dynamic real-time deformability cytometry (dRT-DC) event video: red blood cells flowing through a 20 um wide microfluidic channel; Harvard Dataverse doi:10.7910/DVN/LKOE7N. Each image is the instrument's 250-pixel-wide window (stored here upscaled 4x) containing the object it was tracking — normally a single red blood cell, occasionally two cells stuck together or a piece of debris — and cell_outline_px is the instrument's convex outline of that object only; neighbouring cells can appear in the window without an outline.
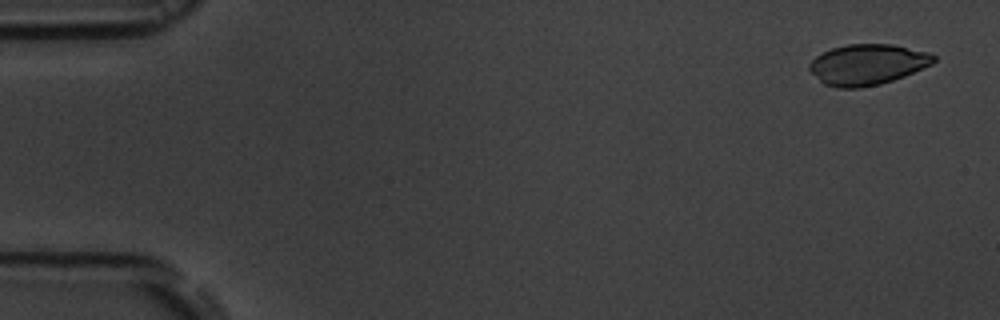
{"species": "common noctule bat (a hibernating species)", "species_latin": "Nyctalus noctula", "temperature_condition": "room temperature", "stored_images_in_passage": 5, "camera_frame_rate_fps": 3000, "um_per_image_px": 0.085, "animal": {"sex": "male", "body_mass_g": 19.5, "forearm_length_mm": 54.6}, "frame": {"image": 1, "passage_image": 1, "time_ms": 0.0, "image_size_px": [1000, 320], "cell_outline_px": [[936, 60], [932, 64], [904, 76], [880, 84], [860, 88], [836, 88], [824, 84], [808, 68], [808, 64], [816, 56], [832, 48], [848, 44], [892, 44], [928, 52], [936, 56]], "centroid_in_image_um": [73.73, 5.48], "position_along_channel_um": 11.3, "area_um2": 29.36}}